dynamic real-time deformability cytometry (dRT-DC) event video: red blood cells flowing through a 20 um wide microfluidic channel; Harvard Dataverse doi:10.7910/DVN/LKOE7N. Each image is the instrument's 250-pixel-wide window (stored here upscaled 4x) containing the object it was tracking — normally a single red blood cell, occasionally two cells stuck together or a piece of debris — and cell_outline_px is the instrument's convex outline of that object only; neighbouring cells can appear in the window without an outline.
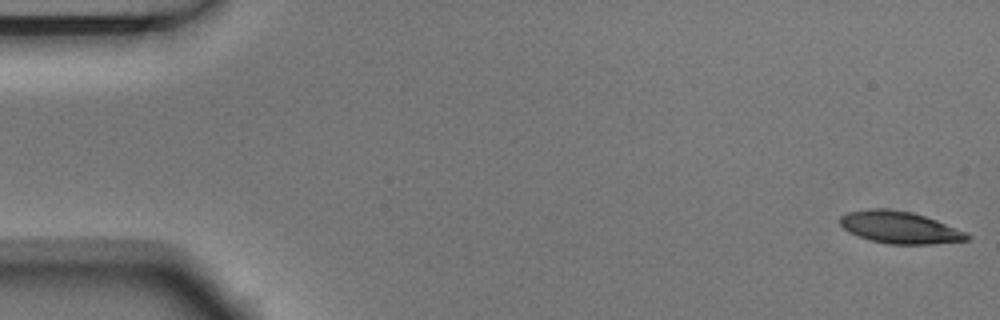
{"species": "Egyptian fruit bat (a non-hibernating species)", "species_latin": "Rousettus aegyptiacus", "temperature_condition": "room temperature", "stored_images_in_passage": 54, "camera_frame_rate_fps": 3000, "um_per_image_px": 0.085, "animal": {"sex": "male"}, "frame": {"image": 1, "passage_image": 1, "time_ms": 0.0, "image_size_px": [1000, 320], "cell_outline_px": [[972, 236], [968, 240], [932, 244], [888, 244], [868, 240], [848, 232], [840, 224], [840, 216], [848, 212], [868, 208], [884, 208], [912, 212], [936, 220], [968, 232]], "centroid_in_image_um": [76.48, 19.33], "position_along_channel_um": 8.5, "area_um2": 23.93}}
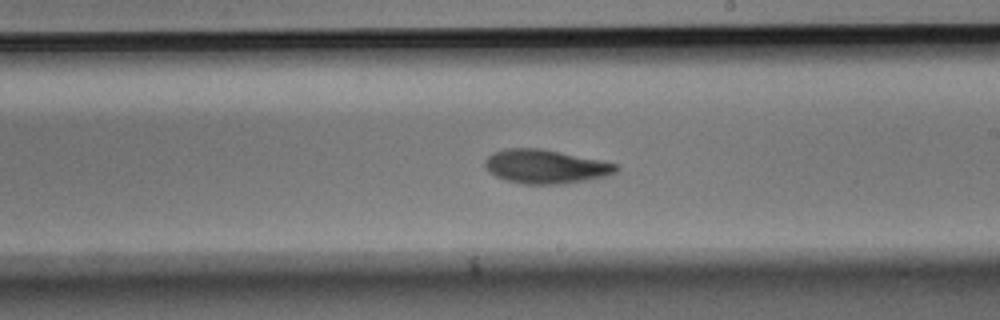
{"frame": {"image": 2, "passage_image": 31, "time_ms": 10.0, "image_size_px": [1000, 320], "cell_outline_px": [[620, 168], [616, 172], [608, 176], [560, 184], [520, 184], [504, 180], [488, 172], [484, 164], [484, 160], [488, 156], [504, 148], [540, 148], [600, 160], [616, 164]], "centroid_in_image_um": [46.34, 14.16], "position_along_channel_um": 242.7, "area_um2": 25.89}}
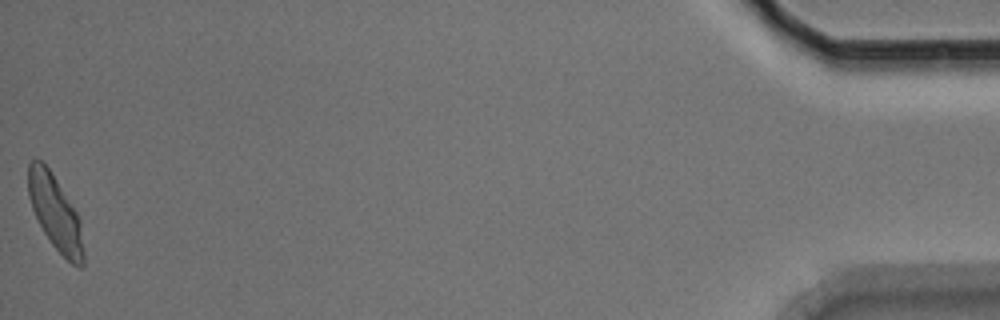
{"frame": {"image": 3, "passage_image": 54, "time_ms": 17.667, "image_size_px": [1000, 320], "cell_outline_px": [[84, 268], [80, 268], [72, 264], [52, 244], [44, 232], [32, 208], [28, 196], [28, 164], [32, 160], [40, 160], [48, 168], [76, 212], [80, 220], [84, 248]], "centroid_in_image_um": [4.71, 18.13], "position_along_channel_um": 430.5, "area_um2": 23.64}, "authors_computed_cell_mechanics": {"area_um2": 24.854, "velocity_mm_per_s": 3.7058, "shape_relaxation_time_tau1_ms": 5.4701, "shape_relaxation_time_tau2_ms": 2.733, "deformation_change_tau1": 0.1729, "deformation_change_tau2": 0.0783}}